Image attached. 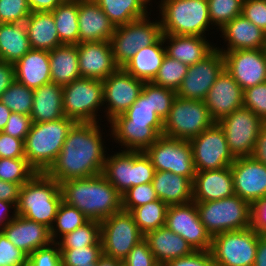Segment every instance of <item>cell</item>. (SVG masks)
<instances>
[{
	"label": "cell",
	"mask_w": 266,
	"mask_h": 266,
	"mask_svg": "<svg viewBox=\"0 0 266 266\" xmlns=\"http://www.w3.org/2000/svg\"><path fill=\"white\" fill-rule=\"evenodd\" d=\"M144 238L157 263L161 266L170 260L188 256L195 251L186 240L166 226L148 232Z\"/></svg>",
	"instance_id": "cell-29"
},
{
	"label": "cell",
	"mask_w": 266,
	"mask_h": 266,
	"mask_svg": "<svg viewBox=\"0 0 266 266\" xmlns=\"http://www.w3.org/2000/svg\"><path fill=\"white\" fill-rule=\"evenodd\" d=\"M144 235L139 231L132 214L121 210L101 222V242L104 256L120 260L127 257L130 250Z\"/></svg>",
	"instance_id": "cell-12"
},
{
	"label": "cell",
	"mask_w": 266,
	"mask_h": 266,
	"mask_svg": "<svg viewBox=\"0 0 266 266\" xmlns=\"http://www.w3.org/2000/svg\"><path fill=\"white\" fill-rule=\"evenodd\" d=\"M76 123L66 116L54 121L32 123L24 141L25 158L37 172L45 173L55 162Z\"/></svg>",
	"instance_id": "cell-5"
},
{
	"label": "cell",
	"mask_w": 266,
	"mask_h": 266,
	"mask_svg": "<svg viewBox=\"0 0 266 266\" xmlns=\"http://www.w3.org/2000/svg\"><path fill=\"white\" fill-rule=\"evenodd\" d=\"M31 13L27 0H0V23H22Z\"/></svg>",
	"instance_id": "cell-48"
},
{
	"label": "cell",
	"mask_w": 266,
	"mask_h": 266,
	"mask_svg": "<svg viewBox=\"0 0 266 266\" xmlns=\"http://www.w3.org/2000/svg\"><path fill=\"white\" fill-rule=\"evenodd\" d=\"M214 123L205 101L177 96L168 117L163 121L162 135L190 141Z\"/></svg>",
	"instance_id": "cell-10"
},
{
	"label": "cell",
	"mask_w": 266,
	"mask_h": 266,
	"mask_svg": "<svg viewBox=\"0 0 266 266\" xmlns=\"http://www.w3.org/2000/svg\"><path fill=\"white\" fill-rule=\"evenodd\" d=\"M166 54L188 66L202 61L214 49L215 43L202 36L163 34ZM168 44V45H167Z\"/></svg>",
	"instance_id": "cell-27"
},
{
	"label": "cell",
	"mask_w": 266,
	"mask_h": 266,
	"mask_svg": "<svg viewBox=\"0 0 266 266\" xmlns=\"http://www.w3.org/2000/svg\"><path fill=\"white\" fill-rule=\"evenodd\" d=\"M224 69L223 54L215 48L202 61L188 67V72L176 91L177 96L204 101L211 86Z\"/></svg>",
	"instance_id": "cell-18"
},
{
	"label": "cell",
	"mask_w": 266,
	"mask_h": 266,
	"mask_svg": "<svg viewBox=\"0 0 266 266\" xmlns=\"http://www.w3.org/2000/svg\"><path fill=\"white\" fill-rule=\"evenodd\" d=\"M222 54L225 69L243 90L266 82L265 49H239Z\"/></svg>",
	"instance_id": "cell-19"
},
{
	"label": "cell",
	"mask_w": 266,
	"mask_h": 266,
	"mask_svg": "<svg viewBox=\"0 0 266 266\" xmlns=\"http://www.w3.org/2000/svg\"><path fill=\"white\" fill-rule=\"evenodd\" d=\"M144 83L123 68H118L103 80V112L108 123L134 104Z\"/></svg>",
	"instance_id": "cell-16"
},
{
	"label": "cell",
	"mask_w": 266,
	"mask_h": 266,
	"mask_svg": "<svg viewBox=\"0 0 266 266\" xmlns=\"http://www.w3.org/2000/svg\"><path fill=\"white\" fill-rule=\"evenodd\" d=\"M252 157L255 160L262 162L264 165H266V126L265 125L262 126L260 133L258 134L255 148L252 153Z\"/></svg>",
	"instance_id": "cell-62"
},
{
	"label": "cell",
	"mask_w": 266,
	"mask_h": 266,
	"mask_svg": "<svg viewBox=\"0 0 266 266\" xmlns=\"http://www.w3.org/2000/svg\"><path fill=\"white\" fill-rule=\"evenodd\" d=\"M83 266H96V264H89V265H83Z\"/></svg>",
	"instance_id": "cell-69"
},
{
	"label": "cell",
	"mask_w": 266,
	"mask_h": 266,
	"mask_svg": "<svg viewBox=\"0 0 266 266\" xmlns=\"http://www.w3.org/2000/svg\"><path fill=\"white\" fill-rule=\"evenodd\" d=\"M28 256L2 233L0 235V266H27Z\"/></svg>",
	"instance_id": "cell-52"
},
{
	"label": "cell",
	"mask_w": 266,
	"mask_h": 266,
	"mask_svg": "<svg viewBox=\"0 0 266 266\" xmlns=\"http://www.w3.org/2000/svg\"><path fill=\"white\" fill-rule=\"evenodd\" d=\"M36 173L26 158H0V180L22 186Z\"/></svg>",
	"instance_id": "cell-44"
},
{
	"label": "cell",
	"mask_w": 266,
	"mask_h": 266,
	"mask_svg": "<svg viewBox=\"0 0 266 266\" xmlns=\"http://www.w3.org/2000/svg\"><path fill=\"white\" fill-rule=\"evenodd\" d=\"M14 66L15 80L30 89L51 83L49 51L31 49Z\"/></svg>",
	"instance_id": "cell-28"
},
{
	"label": "cell",
	"mask_w": 266,
	"mask_h": 266,
	"mask_svg": "<svg viewBox=\"0 0 266 266\" xmlns=\"http://www.w3.org/2000/svg\"><path fill=\"white\" fill-rule=\"evenodd\" d=\"M200 221L211 237L251 227L252 206L234 195L209 202H195Z\"/></svg>",
	"instance_id": "cell-7"
},
{
	"label": "cell",
	"mask_w": 266,
	"mask_h": 266,
	"mask_svg": "<svg viewBox=\"0 0 266 266\" xmlns=\"http://www.w3.org/2000/svg\"><path fill=\"white\" fill-rule=\"evenodd\" d=\"M33 50L51 51L61 46L52 12H32L25 21Z\"/></svg>",
	"instance_id": "cell-33"
},
{
	"label": "cell",
	"mask_w": 266,
	"mask_h": 266,
	"mask_svg": "<svg viewBox=\"0 0 266 266\" xmlns=\"http://www.w3.org/2000/svg\"><path fill=\"white\" fill-rule=\"evenodd\" d=\"M31 49L25 22L0 23V60L15 64Z\"/></svg>",
	"instance_id": "cell-36"
},
{
	"label": "cell",
	"mask_w": 266,
	"mask_h": 266,
	"mask_svg": "<svg viewBox=\"0 0 266 266\" xmlns=\"http://www.w3.org/2000/svg\"><path fill=\"white\" fill-rule=\"evenodd\" d=\"M134 187L151 183L155 169L144 151H133Z\"/></svg>",
	"instance_id": "cell-54"
},
{
	"label": "cell",
	"mask_w": 266,
	"mask_h": 266,
	"mask_svg": "<svg viewBox=\"0 0 266 266\" xmlns=\"http://www.w3.org/2000/svg\"><path fill=\"white\" fill-rule=\"evenodd\" d=\"M224 45L215 48L222 53L239 49H265L266 33L242 14L236 16L219 30Z\"/></svg>",
	"instance_id": "cell-23"
},
{
	"label": "cell",
	"mask_w": 266,
	"mask_h": 266,
	"mask_svg": "<svg viewBox=\"0 0 266 266\" xmlns=\"http://www.w3.org/2000/svg\"><path fill=\"white\" fill-rule=\"evenodd\" d=\"M162 266H215L210 250L194 251L192 254L173 259Z\"/></svg>",
	"instance_id": "cell-58"
},
{
	"label": "cell",
	"mask_w": 266,
	"mask_h": 266,
	"mask_svg": "<svg viewBox=\"0 0 266 266\" xmlns=\"http://www.w3.org/2000/svg\"><path fill=\"white\" fill-rule=\"evenodd\" d=\"M192 187L194 202L216 201L235 195L230 166L196 172Z\"/></svg>",
	"instance_id": "cell-26"
},
{
	"label": "cell",
	"mask_w": 266,
	"mask_h": 266,
	"mask_svg": "<svg viewBox=\"0 0 266 266\" xmlns=\"http://www.w3.org/2000/svg\"><path fill=\"white\" fill-rule=\"evenodd\" d=\"M243 107L253 111L263 121L266 119V82L244 90Z\"/></svg>",
	"instance_id": "cell-50"
},
{
	"label": "cell",
	"mask_w": 266,
	"mask_h": 266,
	"mask_svg": "<svg viewBox=\"0 0 266 266\" xmlns=\"http://www.w3.org/2000/svg\"><path fill=\"white\" fill-rule=\"evenodd\" d=\"M64 1H80V0H62V2Z\"/></svg>",
	"instance_id": "cell-70"
},
{
	"label": "cell",
	"mask_w": 266,
	"mask_h": 266,
	"mask_svg": "<svg viewBox=\"0 0 266 266\" xmlns=\"http://www.w3.org/2000/svg\"><path fill=\"white\" fill-rule=\"evenodd\" d=\"M13 210V211H12ZM11 213V214H10ZM17 215L16 206L8 201H0V228L3 229Z\"/></svg>",
	"instance_id": "cell-63"
},
{
	"label": "cell",
	"mask_w": 266,
	"mask_h": 266,
	"mask_svg": "<svg viewBox=\"0 0 266 266\" xmlns=\"http://www.w3.org/2000/svg\"><path fill=\"white\" fill-rule=\"evenodd\" d=\"M159 199L152 183H145L130 188L122 195V210L130 212L132 209Z\"/></svg>",
	"instance_id": "cell-47"
},
{
	"label": "cell",
	"mask_w": 266,
	"mask_h": 266,
	"mask_svg": "<svg viewBox=\"0 0 266 266\" xmlns=\"http://www.w3.org/2000/svg\"><path fill=\"white\" fill-rule=\"evenodd\" d=\"M212 26L219 32L228 22L241 15L243 0H207Z\"/></svg>",
	"instance_id": "cell-45"
},
{
	"label": "cell",
	"mask_w": 266,
	"mask_h": 266,
	"mask_svg": "<svg viewBox=\"0 0 266 266\" xmlns=\"http://www.w3.org/2000/svg\"><path fill=\"white\" fill-rule=\"evenodd\" d=\"M119 150L107 154L102 175L123 195L134 187L133 151Z\"/></svg>",
	"instance_id": "cell-35"
},
{
	"label": "cell",
	"mask_w": 266,
	"mask_h": 266,
	"mask_svg": "<svg viewBox=\"0 0 266 266\" xmlns=\"http://www.w3.org/2000/svg\"><path fill=\"white\" fill-rule=\"evenodd\" d=\"M0 158H25L24 140L0 132Z\"/></svg>",
	"instance_id": "cell-57"
},
{
	"label": "cell",
	"mask_w": 266,
	"mask_h": 266,
	"mask_svg": "<svg viewBox=\"0 0 266 266\" xmlns=\"http://www.w3.org/2000/svg\"><path fill=\"white\" fill-rule=\"evenodd\" d=\"M259 233L252 227L212 237L215 266H254Z\"/></svg>",
	"instance_id": "cell-11"
},
{
	"label": "cell",
	"mask_w": 266,
	"mask_h": 266,
	"mask_svg": "<svg viewBox=\"0 0 266 266\" xmlns=\"http://www.w3.org/2000/svg\"><path fill=\"white\" fill-rule=\"evenodd\" d=\"M21 185L0 180V201H8L17 206Z\"/></svg>",
	"instance_id": "cell-60"
},
{
	"label": "cell",
	"mask_w": 266,
	"mask_h": 266,
	"mask_svg": "<svg viewBox=\"0 0 266 266\" xmlns=\"http://www.w3.org/2000/svg\"><path fill=\"white\" fill-rule=\"evenodd\" d=\"M243 94L244 90L224 69L211 86L204 100L211 118L218 122L223 117L243 107Z\"/></svg>",
	"instance_id": "cell-21"
},
{
	"label": "cell",
	"mask_w": 266,
	"mask_h": 266,
	"mask_svg": "<svg viewBox=\"0 0 266 266\" xmlns=\"http://www.w3.org/2000/svg\"><path fill=\"white\" fill-rule=\"evenodd\" d=\"M79 43L110 41L114 24L95 0L78 1Z\"/></svg>",
	"instance_id": "cell-25"
},
{
	"label": "cell",
	"mask_w": 266,
	"mask_h": 266,
	"mask_svg": "<svg viewBox=\"0 0 266 266\" xmlns=\"http://www.w3.org/2000/svg\"><path fill=\"white\" fill-rule=\"evenodd\" d=\"M101 123L77 122L55 162L45 172L58 183L102 174L107 156ZM103 135V136H102Z\"/></svg>",
	"instance_id": "cell-1"
},
{
	"label": "cell",
	"mask_w": 266,
	"mask_h": 266,
	"mask_svg": "<svg viewBox=\"0 0 266 266\" xmlns=\"http://www.w3.org/2000/svg\"><path fill=\"white\" fill-rule=\"evenodd\" d=\"M54 22L62 45L79 44L78 1L61 2L53 11Z\"/></svg>",
	"instance_id": "cell-37"
},
{
	"label": "cell",
	"mask_w": 266,
	"mask_h": 266,
	"mask_svg": "<svg viewBox=\"0 0 266 266\" xmlns=\"http://www.w3.org/2000/svg\"><path fill=\"white\" fill-rule=\"evenodd\" d=\"M114 26L125 25L150 14L138 0H95Z\"/></svg>",
	"instance_id": "cell-38"
},
{
	"label": "cell",
	"mask_w": 266,
	"mask_h": 266,
	"mask_svg": "<svg viewBox=\"0 0 266 266\" xmlns=\"http://www.w3.org/2000/svg\"><path fill=\"white\" fill-rule=\"evenodd\" d=\"M30 117L32 123L49 122L65 117L63 87L51 82L35 89Z\"/></svg>",
	"instance_id": "cell-31"
},
{
	"label": "cell",
	"mask_w": 266,
	"mask_h": 266,
	"mask_svg": "<svg viewBox=\"0 0 266 266\" xmlns=\"http://www.w3.org/2000/svg\"><path fill=\"white\" fill-rule=\"evenodd\" d=\"M15 80V66L0 60V97Z\"/></svg>",
	"instance_id": "cell-61"
},
{
	"label": "cell",
	"mask_w": 266,
	"mask_h": 266,
	"mask_svg": "<svg viewBox=\"0 0 266 266\" xmlns=\"http://www.w3.org/2000/svg\"><path fill=\"white\" fill-rule=\"evenodd\" d=\"M188 65L165 55L153 84L177 91L188 72Z\"/></svg>",
	"instance_id": "cell-43"
},
{
	"label": "cell",
	"mask_w": 266,
	"mask_h": 266,
	"mask_svg": "<svg viewBox=\"0 0 266 266\" xmlns=\"http://www.w3.org/2000/svg\"><path fill=\"white\" fill-rule=\"evenodd\" d=\"M151 183L158 198L168 206L193 201V182L185 176L170 171H155Z\"/></svg>",
	"instance_id": "cell-30"
},
{
	"label": "cell",
	"mask_w": 266,
	"mask_h": 266,
	"mask_svg": "<svg viewBox=\"0 0 266 266\" xmlns=\"http://www.w3.org/2000/svg\"><path fill=\"white\" fill-rule=\"evenodd\" d=\"M241 14L266 33V0H243Z\"/></svg>",
	"instance_id": "cell-55"
},
{
	"label": "cell",
	"mask_w": 266,
	"mask_h": 266,
	"mask_svg": "<svg viewBox=\"0 0 266 266\" xmlns=\"http://www.w3.org/2000/svg\"><path fill=\"white\" fill-rule=\"evenodd\" d=\"M125 266H160L145 238L139 241L122 261Z\"/></svg>",
	"instance_id": "cell-53"
},
{
	"label": "cell",
	"mask_w": 266,
	"mask_h": 266,
	"mask_svg": "<svg viewBox=\"0 0 266 266\" xmlns=\"http://www.w3.org/2000/svg\"><path fill=\"white\" fill-rule=\"evenodd\" d=\"M144 152L149 157L155 171H170L185 176L193 182L196 171L189 141L161 135Z\"/></svg>",
	"instance_id": "cell-14"
},
{
	"label": "cell",
	"mask_w": 266,
	"mask_h": 266,
	"mask_svg": "<svg viewBox=\"0 0 266 266\" xmlns=\"http://www.w3.org/2000/svg\"><path fill=\"white\" fill-rule=\"evenodd\" d=\"M140 2V4L148 11L150 8L153 7L152 0H138ZM154 1V0H153ZM152 7H149V6Z\"/></svg>",
	"instance_id": "cell-68"
},
{
	"label": "cell",
	"mask_w": 266,
	"mask_h": 266,
	"mask_svg": "<svg viewBox=\"0 0 266 266\" xmlns=\"http://www.w3.org/2000/svg\"><path fill=\"white\" fill-rule=\"evenodd\" d=\"M121 264L122 262L120 260L102 255L98 259L96 266H120Z\"/></svg>",
	"instance_id": "cell-67"
},
{
	"label": "cell",
	"mask_w": 266,
	"mask_h": 266,
	"mask_svg": "<svg viewBox=\"0 0 266 266\" xmlns=\"http://www.w3.org/2000/svg\"><path fill=\"white\" fill-rule=\"evenodd\" d=\"M62 201L76 207L89 220L102 222L122 210V195L102 175L60 183Z\"/></svg>",
	"instance_id": "cell-3"
},
{
	"label": "cell",
	"mask_w": 266,
	"mask_h": 266,
	"mask_svg": "<svg viewBox=\"0 0 266 266\" xmlns=\"http://www.w3.org/2000/svg\"><path fill=\"white\" fill-rule=\"evenodd\" d=\"M165 226L186 240L195 251L211 250L212 237L200 221L196 203L169 205Z\"/></svg>",
	"instance_id": "cell-17"
},
{
	"label": "cell",
	"mask_w": 266,
	"mask_h": 266,
	"mask_svg": "<svg viewBox=\"0 0 266 266\" xmlns=\"http://www.w3.org/2000/svg\"><path fill=\"white\" fill-rule=\"evenodd\" d=\"M189 142L196 172L221 169L231 166L235 161L225 133L217 122Z\"/></svg>",
	"instance_id": "cell-15"
},
{
	"label": "cell",
	"mask_w": 266,
	"mask_h": 266,
	"mask_svg": "<svg viewBox=\"0 0 266 266\" xmlns=\"http://www.w3.org/2000/svg\"><path fill=\"white\" fill-rule=\"evenodd\" d=\"M61 266H83L96 264L103 255L102 242L94 246L80 247L77 249H60Z\"/></svg>",
	"instance_id": "cell-46"
},
{
	"label": "cell",
	"mask_w": 266,
	"mask_h": 266,
	"mask_svg": "<svg viewBox=\"0 0 266 266\" xmlns=\"http://www.w3.org/2000/svg\"><path fill=\"white\" fill-rule=\"evenodd\" d=\"M151 11L153 10L150 9V14L144 18L115 27L110 42L115 64L119 68H122L138 50L155 44L162 37L160 18L151 20Z\"/></svg>",
	"instance_id": "cell-9"
},
{
	"label": "cell",
	"mask_w": 266,
	"mask_h": 266,
	"mask_svg": "<svg viewBox=\"0 0 266 266\" xmlns=\"http://www.w3.org/2000/svg\"><path fill=\"white\" fill-rule=\"evenodd\" d=\"M27 266H61L60 247L57 242L39 248L28 256Z\"/></svg>",
	"instance_id": "cell-51"
},
{
	"label": "cell",
	"mask_w": 266,
	"mask_h": 266,
	"mask_svg": "<svg viewBox=\"0 0 266 266\" xmlns=\"http://www.w3.org/2000/svg\"><path fill=\"white\" fill-rule=\"evenodd\" d=\"M12 111L0 101V132H2L8 122Z\"/></svg>",
	"instance_id": "cell-66"
},
{
	"label": "cell",
	"mask_w": 266,
	"mask_h": 266,
	"mask_svg": "<svg viewBox=\"0 0 266 266\" xmlns=\"http://www.w3.org/2000/svg\"><path fill=\"white\" fill-rule=\"evenodd\" d=\"M159 15L163 34L209 36L213 26L207 0H160ZM212 27V28H211ZM208 29V30H207Z\"/></svg>",
	"instance_id": "cell-6"
},
{
	"label": "cell",
	"mask_w": 266,
	"mask_h": 266,
	"mask_svg": "<svg viewBox=\"0 0 266 266\" xmlns=\"http://www.w3.org/2000/svg\"><path fill=\"white\" fill-rule=\"evenodd\" d=\"M230 168L235 195L251 206L266 196V165L246 156L235 158Z\"/></svg>",
	"instance_id": "cell-20"
},
{
	"label": "cell",
	"mask_w": 266,
	"mask_h": 266,
	"mask_svg": "<svg viewBox=\"0 0 266 266\" xmlns=\"http://www.w3.org/2000/svg\"><path fill=\"white\" fill-rule=\"evenodd\" d=\"M34 90L14 82L3 92L0 101L13 113L30 115L33 106Z\"/></svg>",
	"instance_id": "cell-42"
},
{
	"label": "cell",
	"mask_w": 266,
	"mask_h": 266,
	"mask_svg": "<svg viewBox=\"0 0 266 266\" xmlns=\"http://www.w3.org/2000/svg\"><path fill=\"white\" fill-rule=\"evenodd\" d=\"M254 266H266V235L258 236Z\"/></svg>",
	"instance_id": "cell-65"
},
{
	"label": "cell",
	"mask_w": 266,
	"mask_h": 266,
	"mask_svg": "<svg viewBox=\"0 0 266 266\" xmlns=\"http://www.w3.org/2000/svg\"><path fill=\"white\" fill-rule=\"evenodd\" d=\"M225 133L230 152L235 158L252 156L264 121L253 111L241 107L217 122Z\"/></svg>",
	"instance_id": "cell-13"
},
{
	"label": "cell",
	"mask_w": 266,
	"mask_h": 266,
	"mask_svg": "<svg viewBox=\"0 0 266 266\" xmlns=\"http://www.w3.org/2000/svg\"><path fill=\"white\" fill-rule=\"evenodd\" d=\"M32 12H51L62 0H27Z\"/></svg>",
	"instance_id": "cell-64"
},
{
	"label": "cell",
	"mask_w": 266,
	"mask_h": 266,
	"mask_svg": "<svg viewBox=\"0 0 266 266\" xmlns=\"http://www.w3.org/2000/svg\"><path fill=\"white\" fill-rule=\"evenodd\" d=\"M177 97L176 91L166 87H160L151 82V104L156 114L164 121L172 108L173 101Z\"/></svg>",
	"instance_id": "cell-49"
},
{
	"label": "cell",
	"mask_w": 266,
	"mask_h": 266,
	"mask_svg": "<svg viewBox=\"0 0 266 266\" xmlns=\"http://www.w3.org/2000/svg\"><path fill=\"white\" fill-rule=\"evenodd\" d=\"M251 227L261 235H266V196L252 205Z\"/></svg>",
	"instance_id": "cell-59"
},
{
	"label": "cell",
	"mask_w": 266,
	"mask_h": 266,
	"mask_svg": "<svg viewBox=\"0 0 266 266\" xmlns=\"http://www.w3.org/2000/svg\"><path fill=\"white\" fill-rule=\"evenodd\" d=\"M101 241V222L89 220L83 226L64 235L57 243L60 249L94 246Z\"/></svg>",
	"instance_id": "cell-41"
},
{
	"label": "cell",
	"mask_w": 266,
	"mask_h": 266,
	"mask_svg": "<svg viewBox=\"0 0 266 266\" xmlns=\"http://www.w3.org/2000/svg\"><path fill=\"white\" fill-rule=\"evenodd\" d=\"M51 82L62 87L81 77L78 45H61L49 51Z\"/></svg>",
	"instance_id": "cell-34"
},
{
	"label": "cell",
	"mask_w": 266,
	"mask_h": 266,
	"mask_svg": "<svg viewBox=\"0 0 266 266\" xmlns=\"http://www.w3.org/2000/svg\"><path fill=\"white\" fill-rule=\"evenodd\" d=\"M61 202L60 183L46 173L37 172L21 186L16 212L51 228Z\"/></svg>",
	"instance_id": "cell-4"
},
{
	"label": "cell",
	"mask_w": 266,
	"mask_h": 266,
	"mask_svg": "<svg viewBox=\"0 0 266 266\" xmlns=\"http://www.w3.org/2000/svg\"><path fill=\"white\" fill-rule=\"evenodd\" d=\"M2 232L18 249L29 256L33 251L51 244L50 228L16 215Z\"/></svg>",
	"instance_id": "cell-24"
},
{
	"label": "cell",
	"mask_w": 266,
	"mask_h": 266,
	"mask_svg": "<svg viewBox=\"0 0 266 266\" xmlns=\"http://www.w3.org/2000/svg\"><path fill=\"white\" fill-rule=\"evenodd\" d=\"M89 219L76 207L61 202L54 223L50 228L53 242H58L64 235L83 226Z\"/></svg>",
	"instance_id": "cell-40"
},
{
	"label": "cell",
	"mask_w": 266,
	"mask_h": 266,
	"mask_svg": "<svg viewBox=\"0 0 266 266\" xmlns=\"http://www.w3.org/2000/svg\"><path fill=\"white\" fill-rule=\"evenodd\" d=\"M168 205L157 199L130 211L139 231L145 236L148 232L165 226Z\"/></svg>",
	"instance_id": "cell-39"
},
{
	"label": "cell",
	"mask_w": 266,
	"mask_h": 266,
	"mask_svg": "<svg viewBox=\"0 0 266 266\" xmlns=\"http://www.w3.org/2000/svg\"><path fill=\"white\" fill-rule=\"evenodd\" d=\"M165 55L166 49L162 36L155 44L138 50L122 68L137 79L152 82L158 74Z\"/></svg>",
	"instance_id": "cell-32"
},
{
	"label": "cell",
	"mask_w": 266,
	"mask_h": 266,
	"mask_svg": "<svg viewBox=\"0 0 266 266\" xmlns=\"http://www.w3.org/2000/svg\"><path fill=\"white\" fill-rule=\"evenodd\" d=\"M32 125L30 115L11 113L2 132L25 141Z\"/></svg>",
	"instance_id": "cell-56"
},
{
	"label": "cell",
	"mask_w": 266,
	"mask_h": 266,
	"mask_svg": "<svg viewBox=\"0 0 266 266\" xmlns=\"http://www.w3.org/2000/svg\"><path fill=\"white\" fill-rule=\"evenodd\" d=\"M109 124L106 137L110 136L123 151L148 149L163 133V121L151 104V82H145L134 104Z\"/></svg>",
	"instance_id": "cell-2"
},
{
	"label": "cell",
	"mask_w": 266,
	"mask_h": 266,
	"mask_svg": "<svg viewBox=\"0 0 266 266\" xmlns=\"http://www.w3.org/2000/svg\"><path fill=\"white\" fill-rule=\"evenodd\" d=\"M101 111L102 80L80 77L63 87V112L66 117L76 122L101 123L100 118H104L100 115Z\"/></svg>",
	"instance_id": "cell-8"
},
{
	"label": "cell",
	"mask_w": 266,
	"mask_h": 266,
	"mask_svg": "<svg viewBox=\"0 0 266 266\" xmlns=\"http://www.w3.org/2000/svg\"><path fill=\"white\" fill-rule=\"evenodd\" d=\"M78 63L81 77L102 81L119 68L110 41L79 43Z\"/></svg>",
	"instance_id": "cell-22"
}]
</instances>
